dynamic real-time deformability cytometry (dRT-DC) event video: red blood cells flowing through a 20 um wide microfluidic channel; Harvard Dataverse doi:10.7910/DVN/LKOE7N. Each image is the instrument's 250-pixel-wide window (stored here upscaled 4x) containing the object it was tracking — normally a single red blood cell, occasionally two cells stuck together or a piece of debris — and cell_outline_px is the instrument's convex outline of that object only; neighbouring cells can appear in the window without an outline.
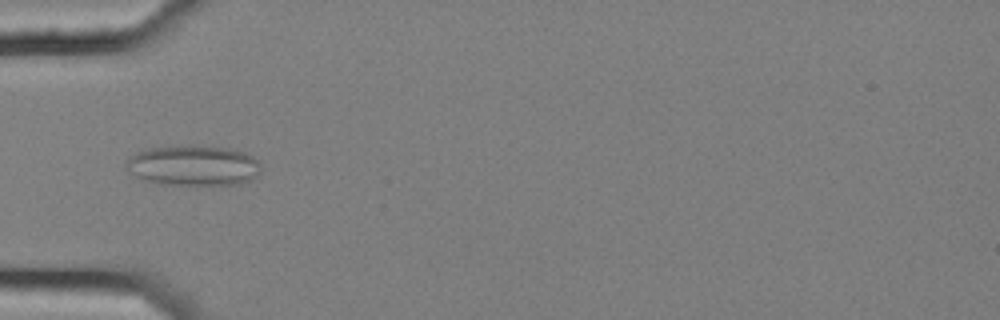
{"species": "common noctule bat (a hibernating species)", "species_latin": "Nyctalus noctula", "temperature_condition": "cold", "stored_images_in_passage": 9, "camera_frame_rate_fps": 3000, "um_per_image_px": 0.085, "animal": {"sex": "female", "body_mass_g": 25.1}, "frame": {"image": 1, "passage_image": 6, "time_ms": 1.667, "image_size_px": [1000, 320], "cell_outline_px": [[260, 172], [252, 180], [240, 184], [156, 184], [136, 176], [124, 168], [124, 164], [136, 152], [148, 148], [188, 144], [196, 144], [232, 148], [244, 152], [252, 156], [260, 164]], "centroid_in_image_um": [16.44, 14.04], "position_along_channel_um": 68.6, "area_um2": 32.19}}